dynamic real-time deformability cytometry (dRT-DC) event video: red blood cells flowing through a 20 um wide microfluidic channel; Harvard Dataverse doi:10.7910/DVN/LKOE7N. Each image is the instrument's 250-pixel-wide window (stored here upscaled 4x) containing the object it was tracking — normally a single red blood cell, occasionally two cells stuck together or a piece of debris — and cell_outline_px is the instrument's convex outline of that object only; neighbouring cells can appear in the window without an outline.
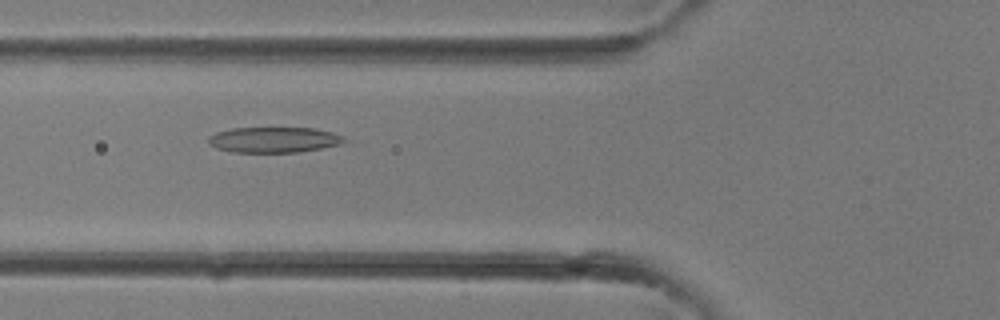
{"species": "common noctule bat (a hibernating species)", "species_latin": "Nyctalus noctula", "temperature_condition": "room temperature", "stored_images_in_passage": 26, "camera_frame_rate_fps": 3000, "um_per_image_px": 0.085, "animal": {"sex": "female"}, "frame": {"image": 1, "passage_image": 7, "time_ms": 2.0, "image_size_px": [1000, 320], "cell_outline_px": [[344, 140], [340, 144], [320, 148], [296, 152], [232, 152], [216, 148], [208, 144], [208, 136], [216, 132], [232, 128], [312, 128], [332, 132], [344, 136]], "centroid_in_image_um": [23.22, 11.88], "position_along_channel_um": 102.6, "area_um2": 20.11}}
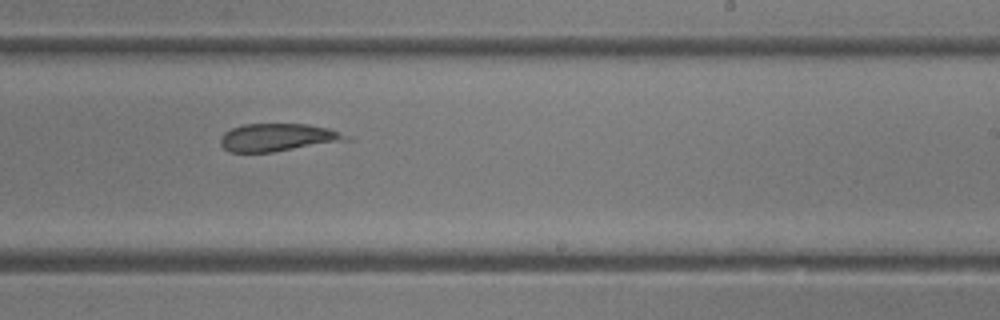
{"frame": {"image": 2, "passage_image": 15, "time_ms": 4.667, "image_size_px": [1000, 320], "cell_outline_px": [[352, 140], [272, 152], [228, 152], [220, 144], [220, 136], [224, 132], [232, 128], [244, 124], [308, 124], [328, 128], [352, 136]], "centroid_in_image_um": [23.64, 11.68], "position_along_channel_um": 265.4, "area_um2": 20.52}}
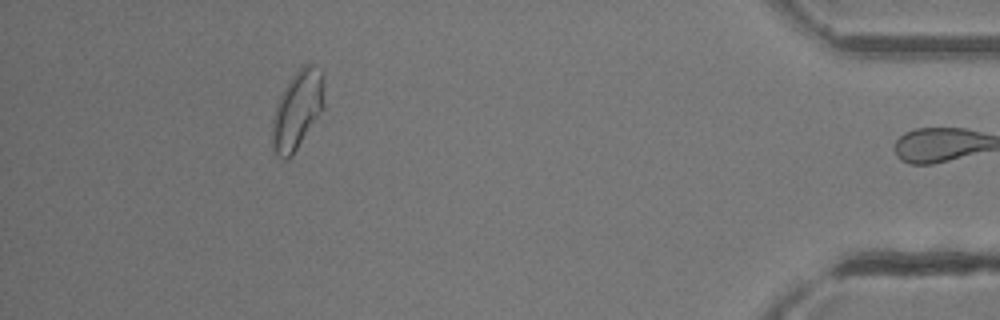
{"frame": {"image": 3, "passage_image": 25, "time_ms": 8.0, "image_size_px": [1000, 320], "cell_outline_px": [[324, 108], [292, 156], [288, 160], [284, 160], [276, 156], [272, 148], [272, 120], [276, 104], [288, 80], [304, 64], [312, 64], [324, 72]], "centroid_in_image_um": [25.28, 9.35], "position_along_channel_um": 409.9, "area_um2": 24.1}}